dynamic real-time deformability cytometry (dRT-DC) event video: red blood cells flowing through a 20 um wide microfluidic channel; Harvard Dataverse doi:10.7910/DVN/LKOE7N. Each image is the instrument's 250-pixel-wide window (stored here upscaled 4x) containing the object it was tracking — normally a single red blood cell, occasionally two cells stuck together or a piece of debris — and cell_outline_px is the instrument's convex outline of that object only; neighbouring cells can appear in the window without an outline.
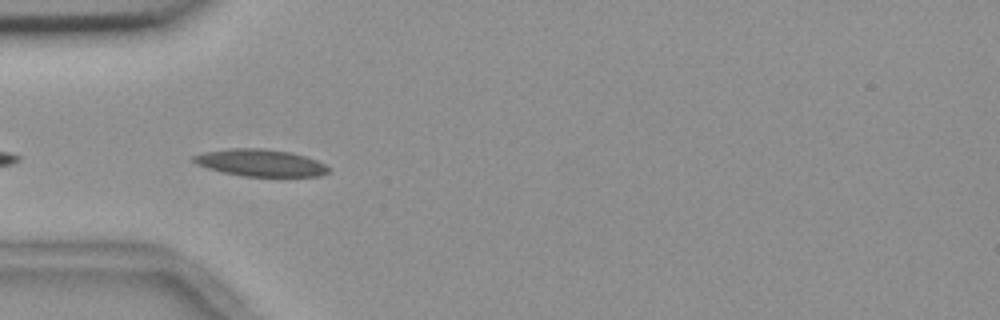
{"species": "common noctule bat (a hibernating species)", "species_latin": "Nyctalus noctula", "temperature_condition": "room temperature", "stored_images_in_passage": 16, "camera_frame_rate_fps": 3000, "um_per_image_px": 0.085, "animal": {"sex": "female", "body_mass_g": 18.4}, "frame": {"image": 1, "passage_image": 3, "time_ms": 0.667, "image_size_px": [1000, 320], "cell_outline_px": [[332, 168], [328, 172], [320, 176], [244, 176], [224, 172], [208, 168], [196, 164], [192, 160], [192, 156], [204, 152], [228, 148], [264, 148], [292, 152], [316, 160]], "centroid_in_image_um": [22.14, 13.83], "position_along_channel_um": 62.9, "area_um2": 21.27}}
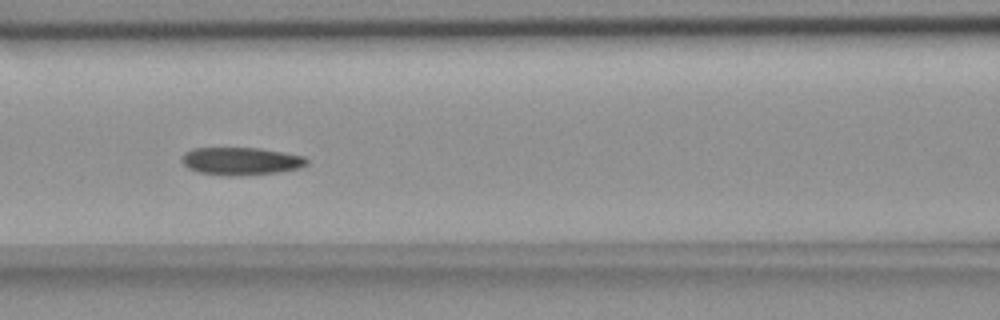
{"frame": {"image": 2, "passage_image": 10, "time_ms": 3.0, "image_size_px": [1000, 320], "cell_outline_px": [[308, 164], [300, 168], [276, 172], [232, 176], [228, 176], [200, 172], [188, 168], [180, 160], [184, 152], [192, 148], [260, 148], [284, 152], [304, 156], [308, 160]], "centroid_in_image_um": [20.47, 13.68], "position_along_channel_um": 146.1, "area_um2": 20.17}}